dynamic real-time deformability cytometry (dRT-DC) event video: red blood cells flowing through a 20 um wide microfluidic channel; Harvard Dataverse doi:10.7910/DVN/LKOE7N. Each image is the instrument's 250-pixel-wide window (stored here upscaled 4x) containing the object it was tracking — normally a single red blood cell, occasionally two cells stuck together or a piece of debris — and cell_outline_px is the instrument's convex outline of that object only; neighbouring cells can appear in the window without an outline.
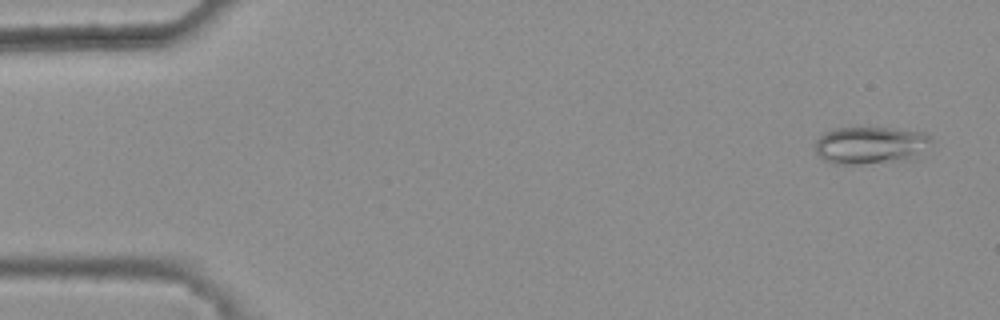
{"species": "common noctule bat (a hibernating species)", "species_latin": "Nyctalus noctula", "temperature_condition": "warm", "stored_images_in_passage": 47, "camera_frame_rate_fps": 3000, "um_per_image_px": 0.085, "animal": {"sex": "female", "body_mass_g": 25.1}, "frame": {"image": 1, "passage_image": 3, "time_ms": 0.667, "image_size_px": [1000, 320], "cell_outline_px": [[932, 140], [912, 160], [852, 164], [836, 164], [824, 160], [816, 152], [816, 140], [824, 132], [832, 128], [892, 128], [924, 132]], "centroid_in_image_um": [73.96, 12.34], "position_along_channel_um": 11.0, "area_um2": 25.14}}
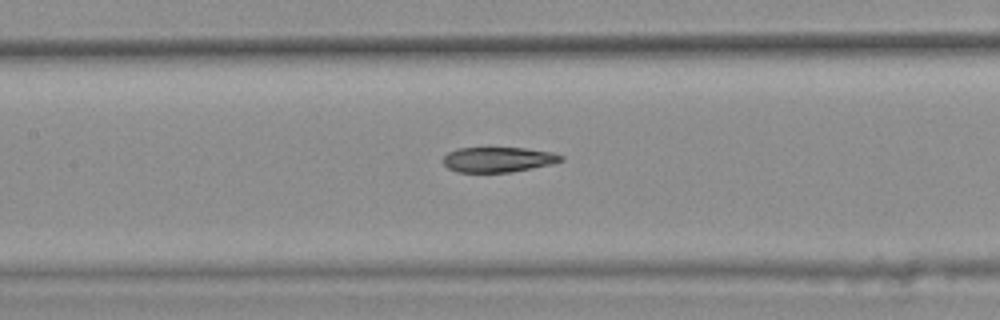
{"frame": {"image": 2, "passage_image": 25, "time_ms": 8.0, "image_size_px": [1000, 320], "cell_outline_px": [[564, 160], [552, 164], [512, 172], [456, 172], [448, 168], [440, 160], [448, 152], [456, 148], [524, 148], [552, 152], [564, 156]], "centroid_in_image_um": [42.32, 13.56], "position_along_channel_um": 165.1, "area_um2": 17.4}}
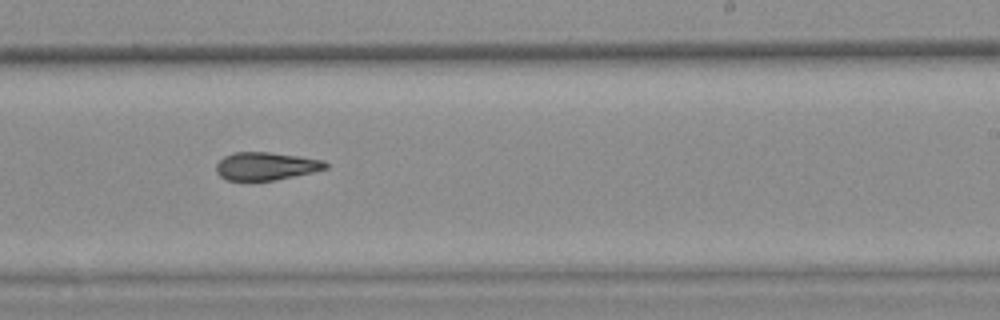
{"frame": {"image": 3, "passage_image": 33, "time_ms": 10.667, "image_size_px": [1000, 320], "cell_outline_px": [[328, 168], [312, 172], [272, 180], [228, 180], [220, 176], [216, 172], [216, 164], [224, 156], [232, 152], [268, 152], [300, 156], [324, 160], [328, 164]], "centroid_in_image_um": [22.6, 14.1], "position_along_channel_um": 266.4, "area_um2": 17.69}, "authors_computed_cell_mechanics": {"area_um2": 18.7272, "velocity_mm_per_s": 3.8087, "shape_relaxation_time_tau1_ms": null, "shape_relaxation_time_tau2_ms": 5.7519, "deformation_change_tau1": null, "deformation_change_tau2": 0.1324}}